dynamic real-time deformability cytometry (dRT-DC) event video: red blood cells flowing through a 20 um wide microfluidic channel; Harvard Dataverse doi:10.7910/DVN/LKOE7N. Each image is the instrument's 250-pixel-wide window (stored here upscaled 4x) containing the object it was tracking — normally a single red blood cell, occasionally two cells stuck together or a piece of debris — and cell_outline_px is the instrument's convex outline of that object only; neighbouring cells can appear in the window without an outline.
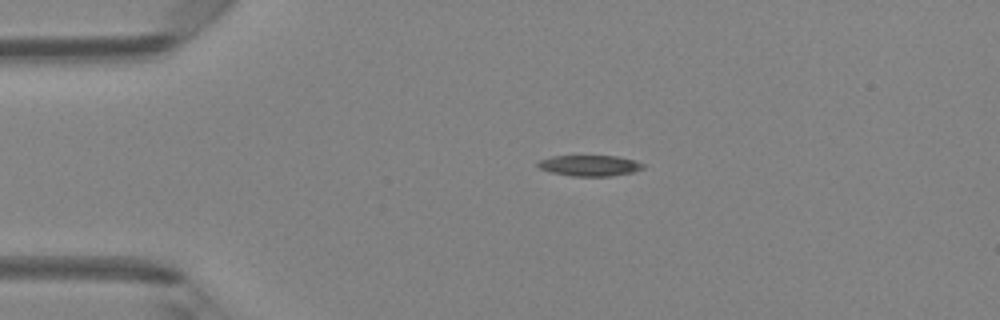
{"species": "Egyptian fruit bat (a non-hibernating species)", "species_latin": "Rousettus aegyptiacus", "temperature_condition": "room temperature", "stored_images_in_passage": 39, "camera_frame_rate_fps": 3000, "um_per_image_px": 0.085, "animal": {"sex": "female"}, "frame": {"image": 1, "passage_image": 1, "time_ms": 0.0, "image_size_px": [1000, 320], "cell_outline_px": [[644, 168], [632, 172], [612, 176], [572, 176], [552, 172], [540, 168], [536, 164], [540, 160], [552, 156], [616, 156], [636, 160], [644, 164]], "centroid_in_image_um": [50.15, 14.07], "position_along_channel_um": 34.8, "area_um2": 12.72}}
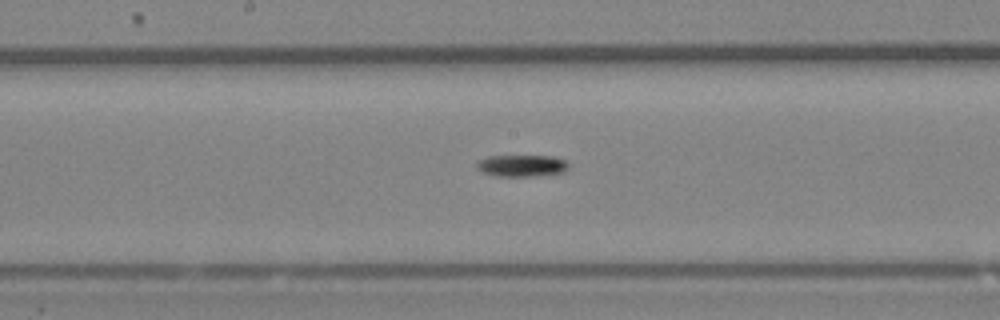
{"frame": {"image": 2, "passage_image": 16, "time_ms": 5.0, "image_size_px": [1000, 320], "cell_outline_px": [[568, 168], [564, 172], [532, 176], [496, 176], [484, 172], [476, 168], [476, 164], [480, 160], [488, 156], [552, 156], [564, 160], [568, 164]], "centroid_in_image_um": [44.34, 14.08], "position_along_channel_um": 203.9, "area_um2": 11.5}}
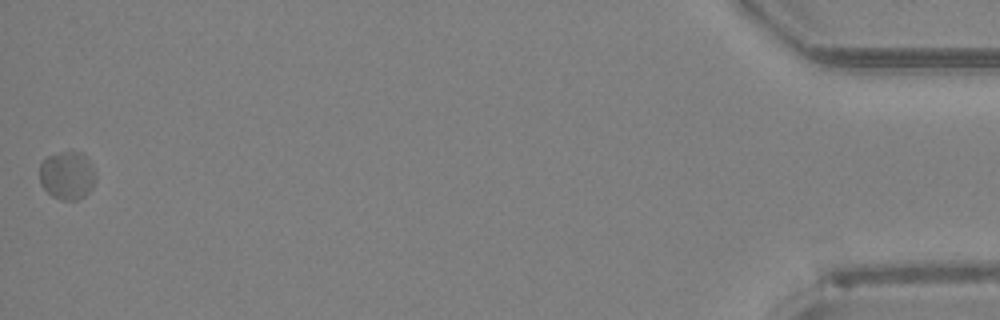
{"frame": {"image": 3, "passage_image": 39, "time_ms": 12.667, "image_size_px": [1000, 320], "cell_outline_px": [[96, 180], [92, 188], [84, 196], [76, 200], [60, 200], [52, 196], [40, 184], [40, 164], [48, 156], [60, 152], [80, 152], [92, 164], [96, 176]], "centroid_in_image_um": [5.72, 14.92], "position_along_channel_um": 429.5, "area_um2": 15.72}, "authors_computed_cell_mechanics": {"area_um2": 12.9472, "velocity_mm_per_s": 4.1786, "shape_relaxation_time_tau1_ms": 4.2489, "shape_relaxation_time_tau2_ms": null, "deformation_change_tau1": 0.1197, "deformation_change_tau2": null}}